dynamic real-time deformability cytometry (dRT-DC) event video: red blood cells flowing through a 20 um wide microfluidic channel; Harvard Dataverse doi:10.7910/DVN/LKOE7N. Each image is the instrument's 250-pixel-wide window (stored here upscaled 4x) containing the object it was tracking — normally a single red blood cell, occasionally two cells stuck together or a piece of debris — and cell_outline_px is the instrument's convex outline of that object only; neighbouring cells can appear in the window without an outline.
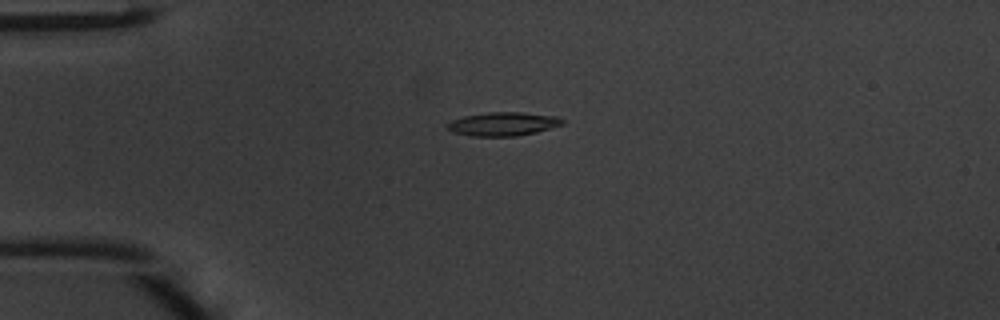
{"species": "common noctule bat (a hibernating species)", "species_latin": "Nyctalus noctula", "temperature_condition": "warm", "stored_images_in_passage": 38, "camera_frame_rate_fps": 3000, "um_per_image_px": 0.085, "animal": {"sex": "male", "body_mass_g": 20.1, "forearm_length_mm": 53.5}, "frame": {"image": 1, "passage_image": 2, "time_ms": 0.333, "image_size_px": [1000, 320], "cell_outline_px": [[564, 124], [536, 132], [516, 136], [472, 136], [452, 132], [448, 128], [448, 124], [452, 120], [464, 116], [488, 112], [520, 112], [560, 116], [564, 120]], "centroid_in_image_um": [42.8, 10.53], "position_along_channel_um": 42.2, "area_um2": 15.84}}
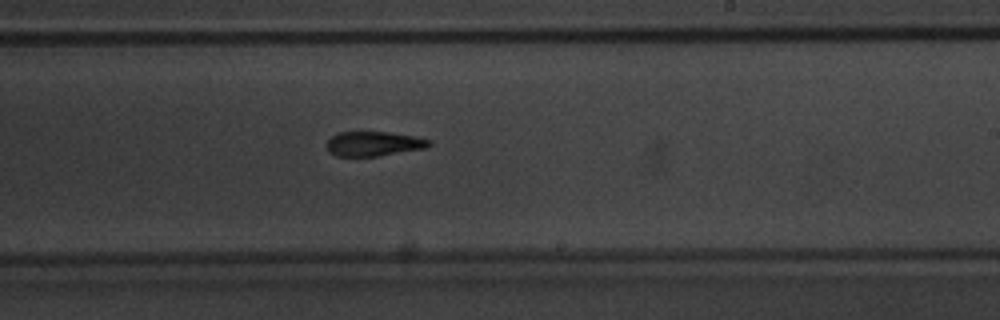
{"frame": {"image": 2, "passage_image": 19, "time_ms": 6.0, "image_size_px": [1000, 320], "cell_outline_px": [[432, 144], [424, 148], [376, 156], [336, 156], [328, 152], [324, 144], [332, 136], [340, 132], [388, 132], [416, 136], [432, 140]], "centroid_in_image_um": [31.73, 12.21], "position_along_channel_um": 257.3, "area_um2": 14.74}}
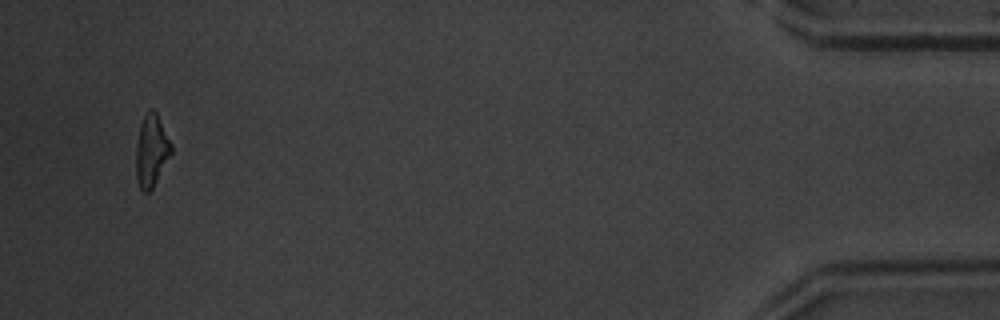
{"frame": {"image": 3, "passage_image": 36, "time_ms": 11.667, "image_size_px": [1000, 320], "cell_outline_px": [[172, 152], [152, 188], [148, 192], [144, 192], [140, 188], [136, 180], [136, 144], [140, 124], [144, 116], [152, 108], [156, 112], [172, 144]], "centroid_in_image_um": [12.86, 12.81], "position_along_channel_um": 422.3, "area_um2": 14.62}, "authors_computed_cell_mechanics": {"area_um2": 15.3459, "velocity_mm_per_s": 4.2561, "shape_relaxation_time_tau1_ms": 2.6521, "shape_relaxation_time_tau2_ms": 6.1418, "deformation_change_tau1": 0.1618, "deformation_change_tau2": 0.1589}}